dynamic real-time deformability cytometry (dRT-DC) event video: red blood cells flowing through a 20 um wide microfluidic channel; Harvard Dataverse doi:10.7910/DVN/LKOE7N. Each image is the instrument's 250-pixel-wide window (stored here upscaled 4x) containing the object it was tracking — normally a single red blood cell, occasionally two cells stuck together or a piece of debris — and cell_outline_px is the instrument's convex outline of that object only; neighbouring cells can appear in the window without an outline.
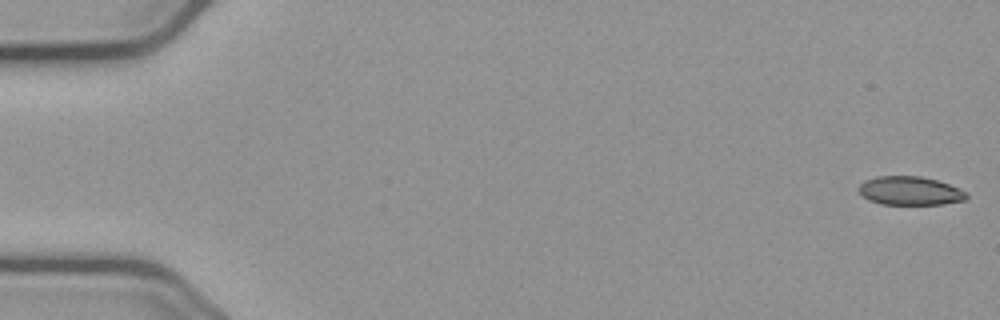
{"species": "common noctule bat (a hibernating species)", "species_latin": "Nyctalus noctula", "temperature_condition": "cold", "stored_images_in_passage": 35, "camera_frame_rate_fps": 3000, "um_per_image_px": 0.085, "animal": {"sex": "male", "body_mass_g": 23.1, "forearm_length_mm": 52.7}, "frame": {"image": 1, "passage_image": 1, "time_ms": 0.0, "image_size_px": [1000, 320], "cell_outline_px": [[968, 196], [964, 200], [944, 204], [880, 204], [868, 200], [860, 192], [860, 184], [864, 180], [876, 176], [920, 176], [936, 180], [960, 188], [968, 192]], "centroid_in_image_um": [77.37, 16.22], "position_along_channel_um": 7.6, "area_um2": 17.98}}
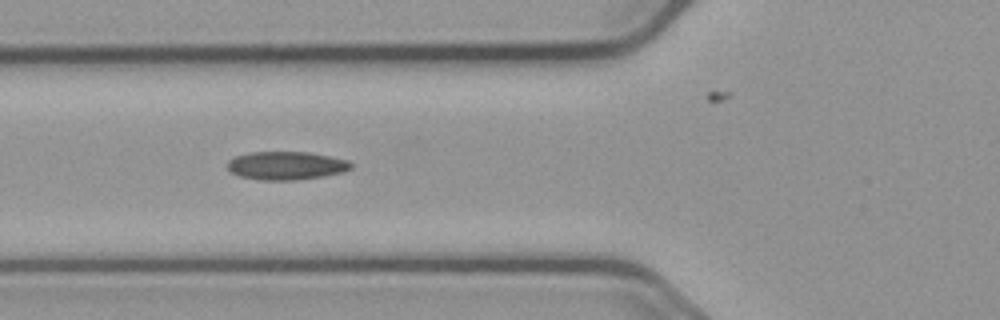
{"frame": {"image": 2, "passage_image": 21, "time_ms": 6.667, "image_size_px": [1000, 320], "cell_outline_px": [[352, 168], [344, 172], [324, 176], [296, 180], [260, 180], [240, 176], [228, 172], [228, 160], [236, 156], [252, 152], [308, 152], [348, 160], [352, 164]], "centroid_in_image_um": [24.32, 14.08], "position_along_channel_um": 101.5, "area_um2": 20.4}}
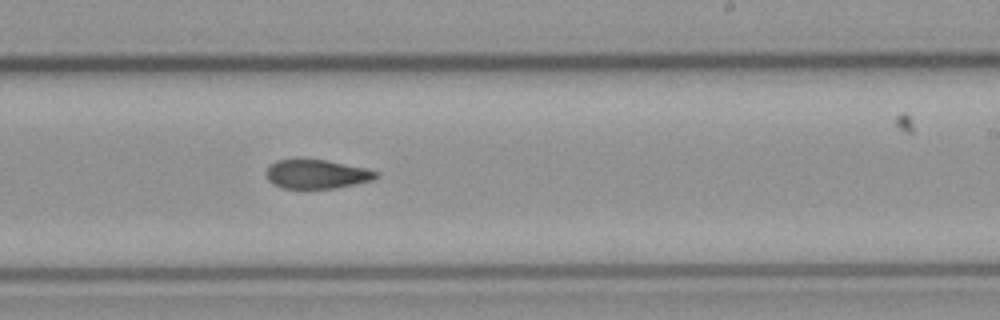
{"frame": {"image": 3, "passage_image": 34, "time_ms": 11.0, "image_size_px": [1000, 320], "cell_outline_px": [[380, 176], [372, 180], [332, 188], [284, 188], [272, 184], [268, 180], [264, 172], [268, 164], [276, 160], [328, 160], [368, 168], [380, 172]], "centroid_in_image_um": [26.91, 14.79], "position_along_channel_um": 262.1, "area_um2": 18.67}}